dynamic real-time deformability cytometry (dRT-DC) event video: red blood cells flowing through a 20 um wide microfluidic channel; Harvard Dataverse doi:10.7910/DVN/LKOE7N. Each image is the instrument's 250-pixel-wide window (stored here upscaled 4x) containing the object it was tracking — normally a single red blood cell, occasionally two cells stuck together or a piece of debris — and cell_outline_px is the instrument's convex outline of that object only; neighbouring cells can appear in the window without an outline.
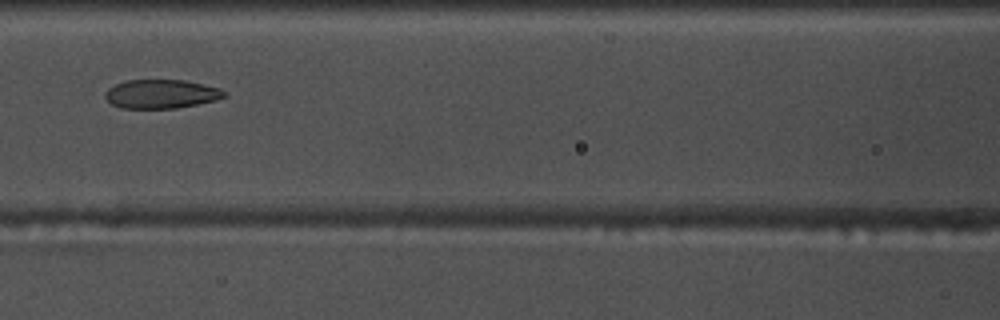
{"species": "common noctule bat (a hibernating species)", "species_latin": "Nyctalus noctula", "temperature_condition": "warm", "stored_images_in_passage": 52, "camera_frame_rate_fps": 3000, "um_per_image_px": 0.085, "animal": {"sex": "male", "body_mass_g": 17.5, "forearm_length_mm": 52.3}, "frame": {"image": 1, "passage_image": 21, "time_ms": 6.667, "image_size_px": [1000, 320], "cell_outline_px": [[228, 96], [216, 100], [176, 108], [120, 108], [112, 104], [104, 96], [104, 92], [108, 88], [124, 80], [184, 80], [204, 84], [220, 88], [228, 92]], "centroid_in_image_um": [13.72, 7.98], "position_along_channel_um": 152.9, "area_um2": 20.17}}
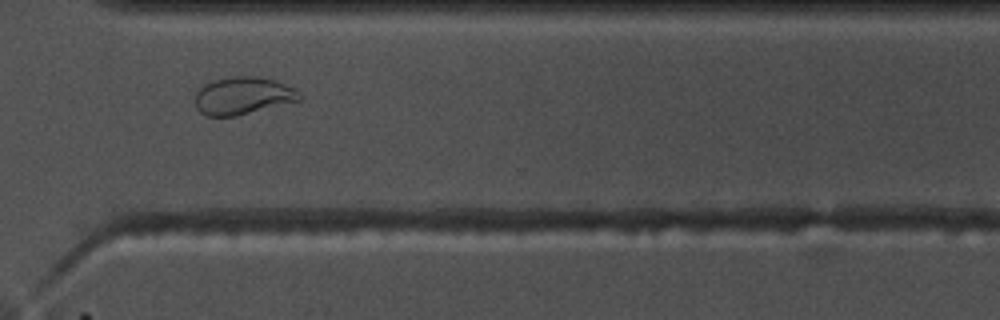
{"frame": {"image": 2, "passage_image": 37, "time_ms": 12.0, "image_size_px": [1000, 320], "cell_outline_px": [[304, 100], [236, 116], [208, 116], [200, 112], [196, 108], [196, 92], [204, 84], [228, 76], [256, 76], [276, 80], [296, 88], [304, 96]], "centroid_in_image_um": [20.73, 8.14], "position_along_channel_um": 349.9, "area_um2": 23.24}}
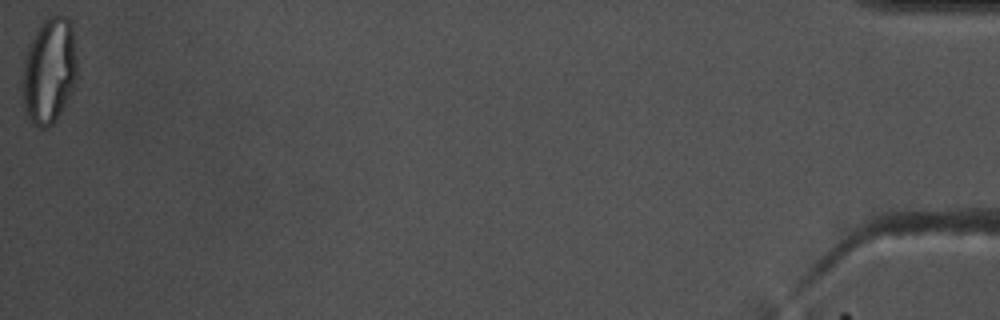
{"frame": {"image": 3, "passage_image": 52, "time_ms": 17.0, "image_size_px": [1000, 320], "cell_outline_px": [[76, 80], [56, 120], [48, 128], [40, 128], [32, 124], [20, 100], [20, 80], [24, 56], [28, 44], [36, 28], [44, 20], [52, 16], [64, 16], [72, 24], [76, 56]], "centroid_in_image_um": [4.11, 6.03], "position_along_channel_um": 431.1, "area_um2": 34.39}, "authors_computed_cell_mechanics": {"area_um2": 23.1489, "velocity_mm_per_s": 3.6984, "shape_relaxation_time_tau1_ms": null, "shape_relaxation_time_tau2_ms": 1.6274, "deformation_change_tau1": null, "deformation_change_tau2": 0.0748}}